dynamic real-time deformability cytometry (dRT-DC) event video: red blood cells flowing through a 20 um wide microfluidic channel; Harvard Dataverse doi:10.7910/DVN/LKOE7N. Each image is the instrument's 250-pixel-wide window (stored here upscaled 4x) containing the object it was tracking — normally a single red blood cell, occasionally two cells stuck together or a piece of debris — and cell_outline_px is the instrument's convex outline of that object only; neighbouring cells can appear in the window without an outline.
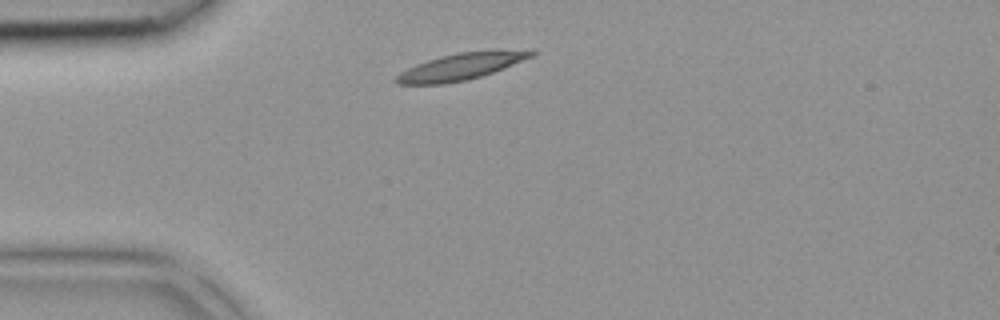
{"species": "common noctule bat (a hibernating species)", "species_latin": "Nyctalus noctula", "temperature_condition": "room temperature", "stored_images_in_passage": 22, "camera_frame_rate_fps": 3000, "um_per_image_px": 0.085, "animal": {"sex": "female", "body_mass_g": 18.4}, "frame": {"image": 1, "passage_image": 1, "time_ms": 0.0, "image_size_px": [1000, 320], "cell_outline_px": [[528, 52], [524, 56], [508, 64], [488, 72], [456, 80], [404, 80], [428, 64], [436, 60], [452, 56], [472, 52]], "centroid_in_image_um": [39.53, 5.58], "position_along_channel_um": 45.5, "area_um2": 14.33}}
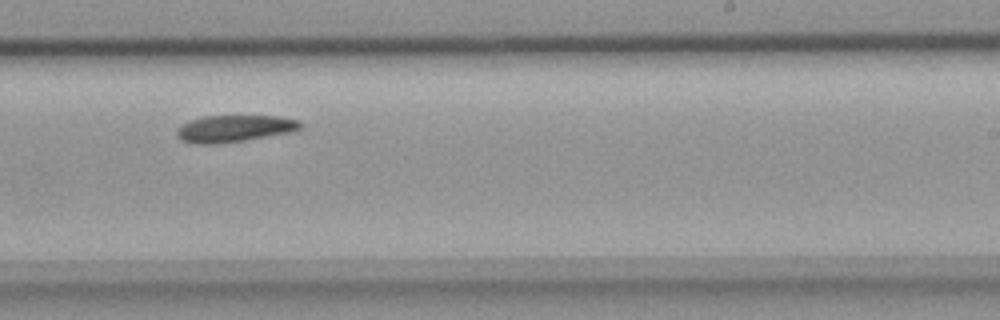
{"frame": {"image": 2, "passage_image": 16, "time_ms": 5.0, "image_size_px": [1000, 320], "cell_outline_px": [[296, 124], [288, 128], [248, 136], [224, 140], [192, 140], [184, 136], [184, 132], [188, 128], [196, 124], [208, 120], [284, 120]], "centroid_in_image_um": [19.83, 10.96], "position_along_channel_um": 269.2, "area_um2": 11.62}}
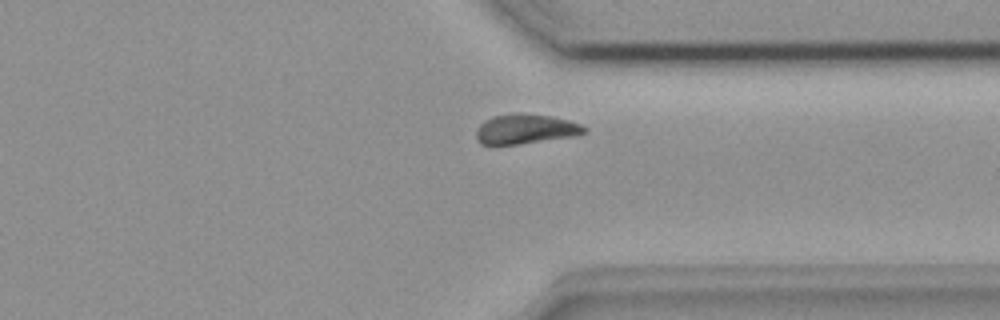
{"frame": {"image": 3, "passage_image": 22, "time_ms": 7.0, "image_size_px": [1000, 320], "cell_outline_px": [[580, 132], [508, 144], [488, 144], [480, 140], [480, 132], [520, 116], [528, 116], [552, 120], [572, 124], [580, 128]], "centroid_in_image_um": [44.71, 11.09], "position_along_channel_um": 366.7, "area_um2": 12.89}}